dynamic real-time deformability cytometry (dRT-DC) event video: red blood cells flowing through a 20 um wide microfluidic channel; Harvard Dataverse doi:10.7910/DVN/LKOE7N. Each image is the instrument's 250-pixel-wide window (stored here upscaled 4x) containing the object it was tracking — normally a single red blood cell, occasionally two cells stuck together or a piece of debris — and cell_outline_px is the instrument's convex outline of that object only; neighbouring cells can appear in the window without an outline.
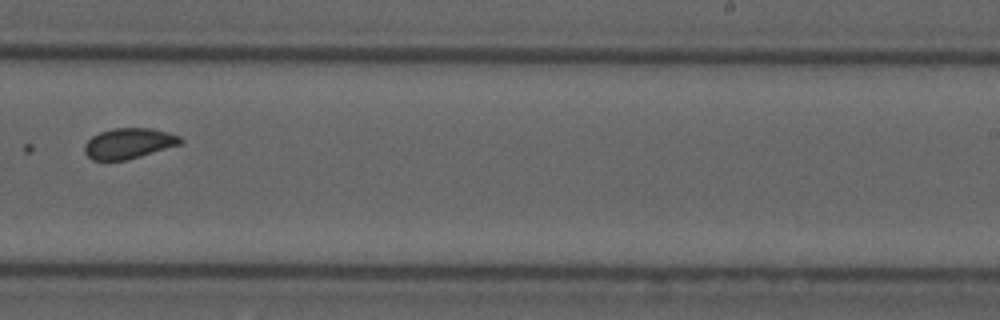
{"species": "common noctule bat (a hibernating species)", "species_latin": "Nyctalus noctula", "temperature_condition": "cold", "stored_images_in_passage": 7, "camera_frame_rate_fps": 3000, "um_per_image_px": 0.085, "animal": {"sex": "male", "forearm_length_mm": 52.5}, "frame": {"image": 1, "passage_image": 7, "time_ms": 7.0, "image_size_px": [1000, 320], "cell_outline_px": [[184, 140], [180, 144], [128, 160], [92, 160], [84, 152], [84, 144], [92, 136], [100, 132], [112, 128], [152, 128], [168, 132], [180, 136]], "centroid_in_image_um": [10.94, 12.18], "position_along_channel_um": 278.1, "area_um2": 17.11}}